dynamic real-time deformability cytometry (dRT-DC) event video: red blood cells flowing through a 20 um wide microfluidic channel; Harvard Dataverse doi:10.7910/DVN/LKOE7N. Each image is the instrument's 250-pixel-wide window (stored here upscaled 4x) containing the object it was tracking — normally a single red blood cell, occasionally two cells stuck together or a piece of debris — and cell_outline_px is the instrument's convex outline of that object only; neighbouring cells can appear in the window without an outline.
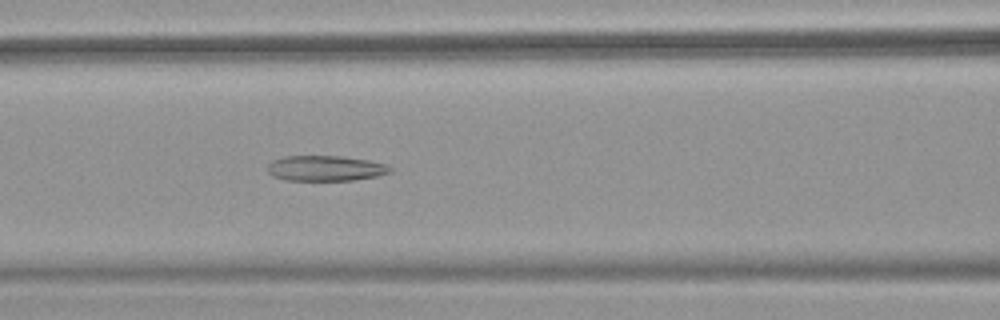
{"species": "common noctule bat (a hibernating species)", "species_latin": "Nyctalus noctula", "temperature_condition": "warm", "stored_images_in_passage": 52, "camera_frame_rate_fps": 3000, "um_per_image_px": 0.085, "animal": {"sex": "female", "body_mass_g": 18.4}, "frame": {"image": 1, "passage_image": 22, "time_ms": 7.0, "image_size_px": [1000, 320], "cell_outline_px": [[392, 172], [376, 176], [356, 180], [284, 180], [272, 176], [268, 172], [268, 164], [272, 160], [284, 156], [340, 156], [368, 160], [388, 164], [392, 168]], "centroid_in_image_um": [27.67, 14.3], "position_along_channel_um": 138.9, "area_um2": 18.26}}
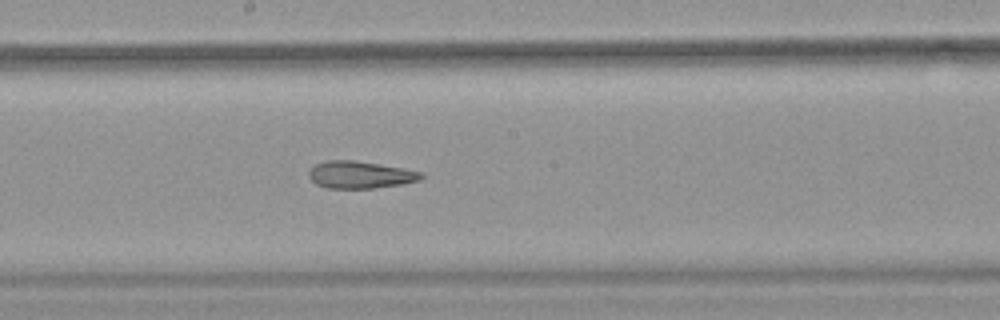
{"frame": {"image": 2, "passage_image": 28, "time_ms": 9.0, "image_size_px": [1000, 320], "cell_outline_px": [[424, 176], [420, 180], [400, 184], [376, 188], [328, 188], [316, 184], [308, 176], [308, 168], [316, 164], [328, 160], [352, 160], [380, 164], [404, 168], [420, 172]], "centroid_in_image_um": [30.58, 14.85], "position_along_channel_um": 217.6, "area_um2": 17.8}}
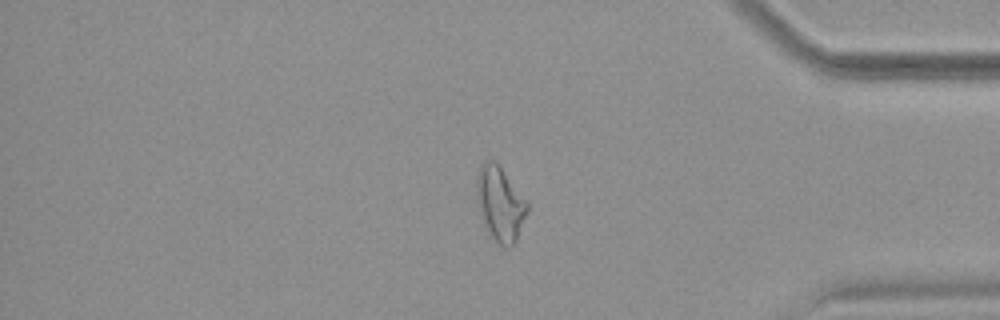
{"frame": {"image": 3, "passage_image": 43, "time_ms": 14.0, "image_size_px": [1000, 320], "cell_outline_px": [[528, 212], [516, 240], [508, 248], [504, 248], [492, 236], [480, 216], [476, 200], [476, 176], [480, 164], [484, 160], [492, 160], [500, 168], [528, 204]], "centroid_in_image_um": [42.47, 17.32], "position_along_channel_um": 392.7, "area_um2": 21.5}, "authors_computed_cell_mechanics": {"area_um2": 21.7617, "velocity_mm_per_s": 3.9499, "shape_relaxation_time_tau1_ms": null, "shape_relaxation_time_tau2_ms": 4.8897, "deformation_change_tau1": null, "deformation_change_tau2": 0.1495}}